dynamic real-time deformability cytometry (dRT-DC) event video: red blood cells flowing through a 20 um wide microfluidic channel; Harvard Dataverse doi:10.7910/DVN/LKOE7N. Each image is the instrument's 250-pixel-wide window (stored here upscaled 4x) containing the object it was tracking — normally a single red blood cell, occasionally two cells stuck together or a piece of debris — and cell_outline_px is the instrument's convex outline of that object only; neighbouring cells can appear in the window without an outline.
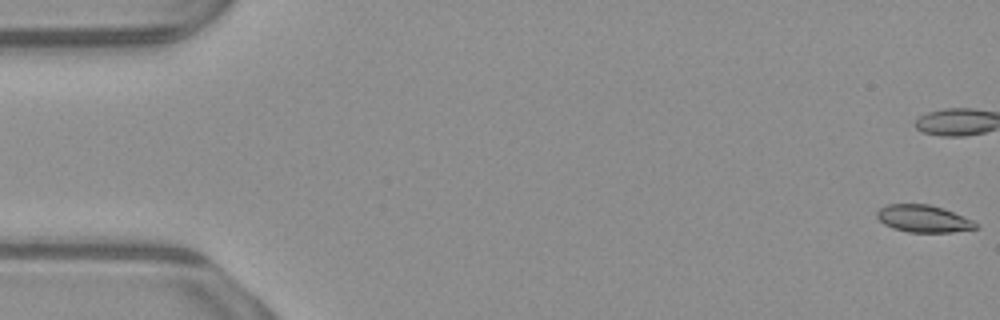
{"species": "common noctule bat (a hibernating species)", "species_latin": "Nyctalus noctula", "temperature_condition": "warm", "stored_images_in_passage": 54, "camera_frame_rate_fps": 3000, "um_per_image_px": 0.085, "animal": {"sex": "male", "body_mass_g": 23.1, "forearm_length_mm": 52.7}, "frame": {"image": 1, "passage_image": 1, "time_ms": 0.0, "image_size_px": [1000, 320], "cell_outline_px": [[980, 228], [952, 232], [908, 232], [892, 228], [884, 224], [876, 216], [876, 212], [880, 208], [888, 204], [928, 204], [944, 208], [972, 220], [980, 224]], "centroid_in_image_um": [78.52, 18.59], "position_along_channel_um": 6.5, "area_um2": 15.78}, "authors_computed_cell_mechanics": {"area_um2": 16.473, "velocity_mm_per_s": 3.9006, "shape_relaxation_time_tau1_ms": 6.6367, "shape_relaxation_time_tau2_ms": 2.8712, "deformation_change_tau1": 0.1671, "deformation_change_tau2": 0.0707}}